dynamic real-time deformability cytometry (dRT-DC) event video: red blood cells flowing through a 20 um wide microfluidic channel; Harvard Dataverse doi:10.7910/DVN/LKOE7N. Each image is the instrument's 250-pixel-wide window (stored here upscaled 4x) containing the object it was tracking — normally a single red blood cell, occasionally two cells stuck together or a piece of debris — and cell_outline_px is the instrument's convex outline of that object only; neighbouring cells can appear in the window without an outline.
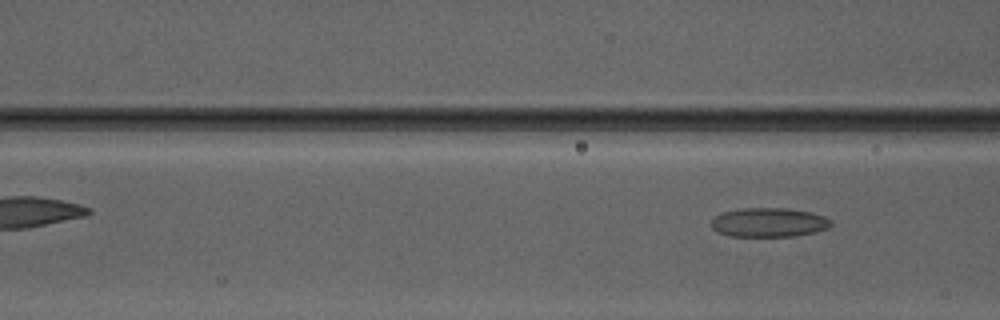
{"species": "Egyptian fruit bat (a non-hibernating species)", "species_latin": "Rousettus aegyptiacus", "temperature_condition": "warm", "stored_images_in_passage": 5, "camera_frame_rate_fps": 3000, "um_per_image_px": 0.085, "animal": {"sex": "male"}, "frame": {"image": 1, "passage_image": 5, "time_ms": 4.667, "image_size_px": [1000, 320], "cell_outline_px": [[832, 224], [828, 228], [816, 232], [796, 236], [728, 236], [712, 228], [712, 220], [716, 216], [724, 212], [740, 208], [788, 208], [812, 212], [824, 216], [832, 220]], "centroid_in_image_um": [65.4, 18.9], "position_along_channel_um": 101.2, "area_um2": 20.4}}